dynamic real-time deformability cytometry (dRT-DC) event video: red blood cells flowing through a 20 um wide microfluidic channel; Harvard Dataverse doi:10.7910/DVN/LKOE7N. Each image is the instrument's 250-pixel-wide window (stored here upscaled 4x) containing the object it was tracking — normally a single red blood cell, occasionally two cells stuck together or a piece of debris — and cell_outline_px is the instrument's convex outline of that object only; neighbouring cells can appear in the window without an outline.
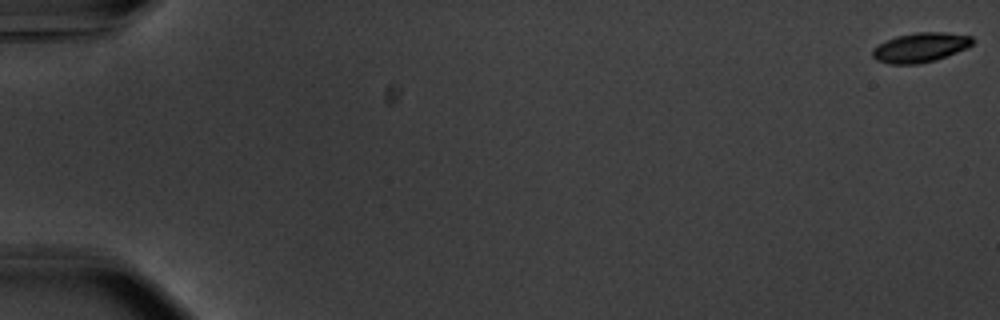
{"species": "common noctule bat (a hibernating species)", "species_latin": "Nyctalus noctula", "temperature_condition": "warm", "stored_images_in_passage": 56, "camera_frame_rate_fps": 3000, "um_per_image_px": 0.085, "animal": {"sex": "male", "body_mass_g": 20.1, "forearm_length_mm": 53.5}, "frame": {"image": 1, "passage_image": 1, "time_ms": 0.0, "image_size_px": [1000, 320], "cell_outline_px": [[972, 44], [968, 48], [936, 60], [920, 64], [888, 64], [876, 60], [872, 56], [872, 48], [896, 36], [916, 32], [944, 32], [972, 36]], "centroid_in_image_um": [78.23, 4.04], "position_along_channel_um": 6.8, "area_um2": 17.28}}
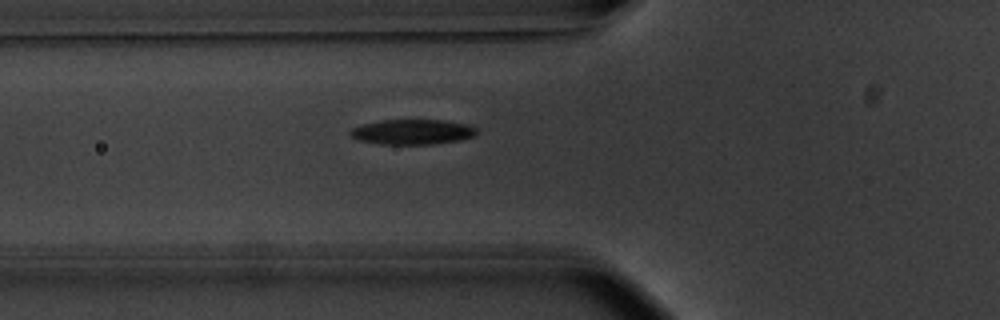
{"frame": {"image": 2, "passage_image": 22, "time_ms": 7.0, "image_size_px": [1000, 320], "cell_outline_px": [[476, 136], [460, 140], [432, 144], [380, 144], [360, 140], [348, 136], [348, 132], [352, 128], [364, 124], [384, 120], [444, 120], [468, 124], [476, 128]], "centroid_in_image_um": [35.06, 11.21], "position_along_channel_um": 90.7, "area_um2": 18.5}}
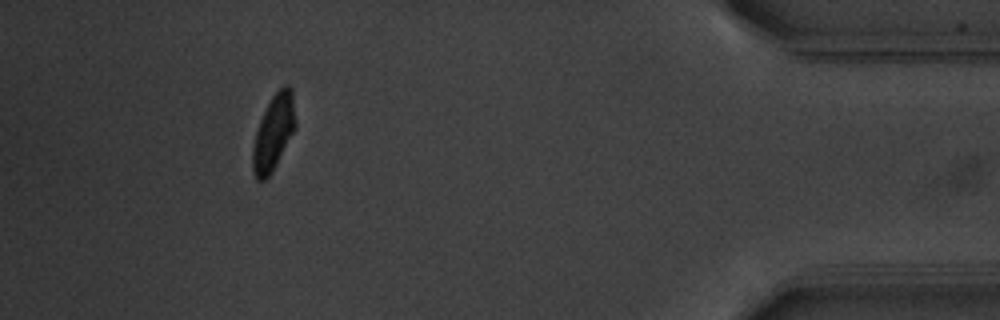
{"frame": {"image": 3, "passage_image": 52, "time_ms": 17.0, "image_size_px": [1000, 320], "cell_outline_px": [[296, 128], [272, 172], [264, 180], [256, 180], [252, 168], [252, 148], [256, 132], [260, 120], [272, 96], [284, 84], [288, 84], [292, 88], [296, 124]], "centroid_in_image_um": [23.26, 11.26], "position_along_channel_um": 411.9, "area_um2": 18.79}, "authors_computed_cell_mechanics": {"area_um2": 18.6694, "velocity_mm_per_s": 3.7137, "shape_relaxation_time_tau1_ms": 2.8765, "shape_relaxation_time_tau2_ms": 3.0573, "deformation_change_tau1": 0.1505, "deformation_change_tau2": 0.0763}}